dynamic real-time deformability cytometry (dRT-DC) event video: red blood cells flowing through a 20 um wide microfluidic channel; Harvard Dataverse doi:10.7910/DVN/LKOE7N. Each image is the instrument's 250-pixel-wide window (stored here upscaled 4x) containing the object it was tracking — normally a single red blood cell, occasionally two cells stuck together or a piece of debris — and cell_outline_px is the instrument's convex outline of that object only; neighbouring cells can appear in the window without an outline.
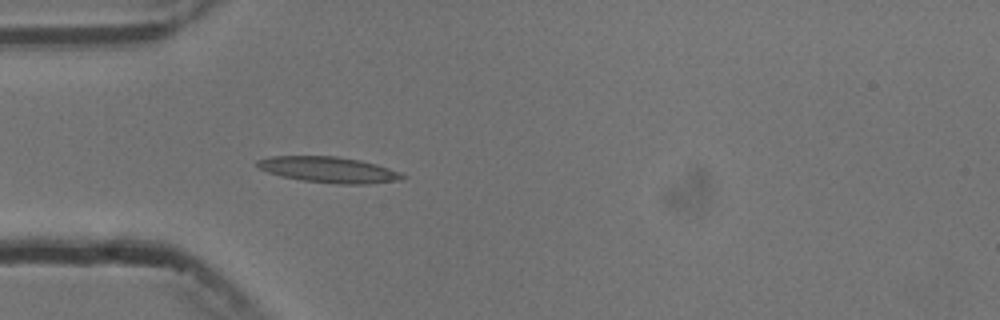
{"species": "common noctule bat (a hibernating species)", "species_latin": "Nyctalus noctula", "temperature_condition": "cold", "stored_images_in_passage": 1, "camera_frame_rate_fps": 3000, "um_per_image_px": 0.085, "animal": {"sex": "male", "body_mass_g": 13.3}, "frame": {"image": 1, "passage_image": 1, "time_ms": 0.0, "image_size_px": [1000, 320], "cell_outline_px": [[408, 176], [400, 180], [368, 184], [336, 184], [300, 180], [280, 176], [268, 172], [260, 168], [256, 164], [256, 160], [272, 156], [336, 156], [360, 160], [376, 164], [400, 172]], "centroid_in_image_um": [27.95, 14.43], "position_along_channel_um": 57.1, "area_um2": 21.96}}